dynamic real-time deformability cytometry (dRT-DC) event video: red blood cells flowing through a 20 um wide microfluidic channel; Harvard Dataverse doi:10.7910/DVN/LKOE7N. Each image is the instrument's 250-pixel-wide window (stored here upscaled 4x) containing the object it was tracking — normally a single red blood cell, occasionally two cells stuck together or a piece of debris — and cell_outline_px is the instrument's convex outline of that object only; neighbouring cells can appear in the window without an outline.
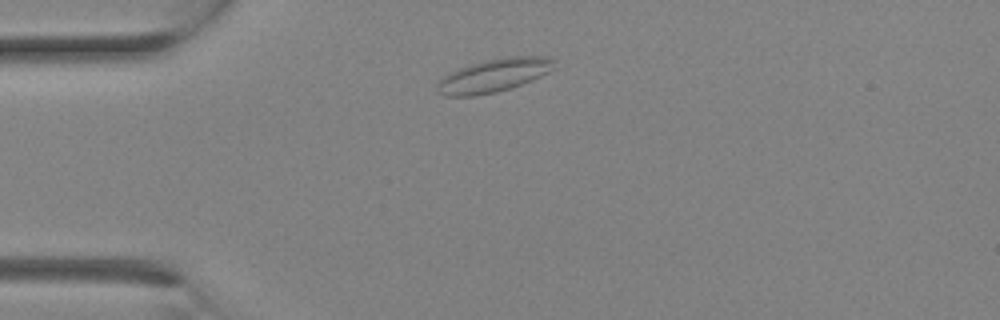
{"species": "Egyptian fruit bat (a non-hibernating species)", "species_latin": "Rousettus aegyptiacus", "temperature_condition": "room temperature", "stored_images_in_passage": 19, "camera_frame_rate_fps": 3000, "um_per_image_px": 0.085, "animal": {"sex": "female"}, "frame": {"image": 1, "passage_image": 1, "time_ms": 0.0, "image_size_px": [1000, 320], "cell_outline_px": [[556, 68], [532, 80], [512, 88], [496, 92], [472, 96], [448, 96], [436, 92], [436, 88], [440, 76], [468, 64], [484, 60], [504, 56], [556, 56]], "centroid_in_image_um": [42.0, 6.38], "position_along_channel_um": 43.0, "area_um2": 23.35}}
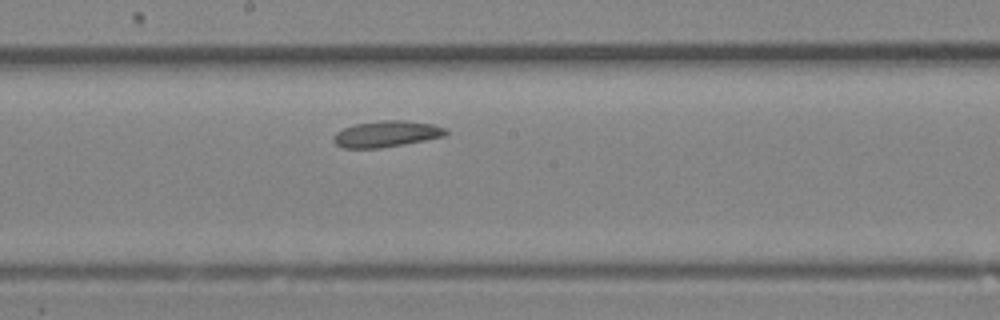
{"frame": {"image": 2, "passage_image": 9, "time_ms": 2.667, "image_size_px": [1000, 320], "cell_outline_px": [[448, 132], [444, 136], [424, 140], [380, 148], [344, 148], [336, 144], [332, 140], [332, 136], [336, 132], [344, 128], [356, 124], [380, 120], [404, 120], [432, 124], [444, 128]], "centroid_in_image_um": [32.8, 11.38], "position_along_channel_um": 215.4, "area_um2": 16.99}}
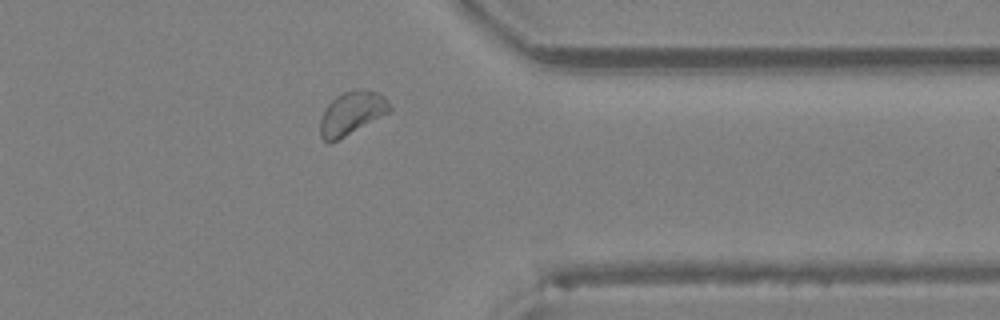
{"frame": {"image": 3, "passage_image": 16, "time_ms": 5.0, "image_size_px": [1000, 320], "cell_outline_px": [[392, 108], [388, 112], [344, 136], [328, 144], [320, 136], [320, 120], [324, 108], [336, 96], [352, 88], [364, 88], [376, 92], [384, 96]], "centroid_in_image_um": [29.86, 9.58], "position_along_channel_um": 381.5, "area_um2": 17.34}}